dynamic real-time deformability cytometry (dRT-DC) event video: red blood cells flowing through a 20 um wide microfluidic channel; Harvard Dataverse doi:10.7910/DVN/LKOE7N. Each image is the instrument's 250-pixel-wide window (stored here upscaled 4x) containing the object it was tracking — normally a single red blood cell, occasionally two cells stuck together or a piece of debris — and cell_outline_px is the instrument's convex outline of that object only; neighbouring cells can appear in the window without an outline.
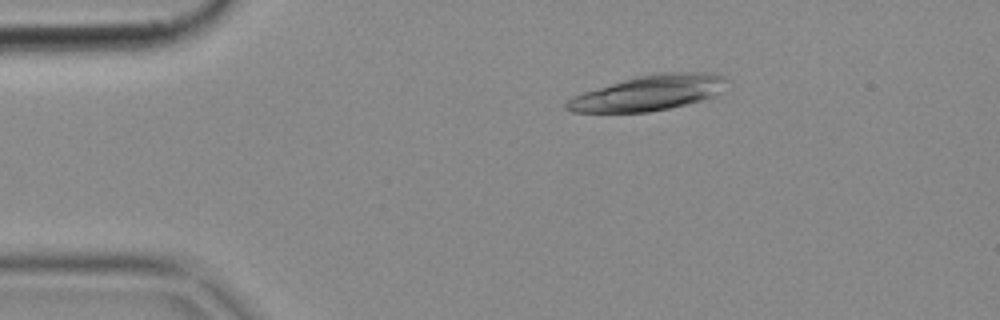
{"species": "common noctule bat (a hibernating species)", "species_latin": "Nyctalus noctula", "temperature_condition": "cold", "stored_images_in_passage": 3, "camera_frame_rate_fps": 3000, "um_per_image_px": 0.085, "animal": {"sex": "female", "body_mass_g": 18.4}, "frame": {"image": 1, "passage_image": 2, "time_ms": 0.333, "image_size_px": [1000, 320], "cell_outline_px": [[732, 80], [720, 92], [712, 96], [700, 100], [668, 108], [648, 112], [572, 112], [564, 108], [564, 104], [572, 96], [584, 92], [636, 76], [652, 72], [708, 72], [724, 76]], "centroid_in_image_um": [55.17, 7.88], "position_along_channel_um": 29.8, "area_um2": 32.95}}